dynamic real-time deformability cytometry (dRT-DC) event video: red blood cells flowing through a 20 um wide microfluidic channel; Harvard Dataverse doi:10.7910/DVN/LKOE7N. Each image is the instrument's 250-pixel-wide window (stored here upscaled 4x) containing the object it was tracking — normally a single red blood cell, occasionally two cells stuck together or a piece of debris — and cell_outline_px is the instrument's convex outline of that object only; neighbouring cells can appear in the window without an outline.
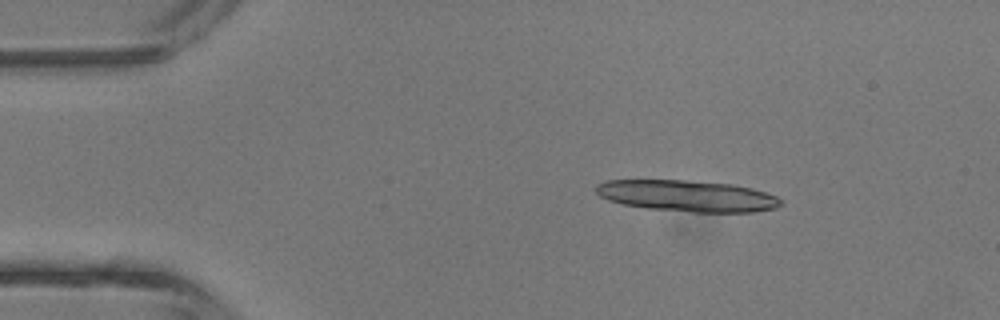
{"species": "common noctule bat (a hibernating species)", "species_latin": "Nyctalus noctula", "temperature_condition": "room temperature", "stored_images_in_passage": 4, "camera_frame_rate_fps": 3000, "um_per_image_px": 0.085, "animal": {"sex": "male", "body_mass_g": 13.3}, "frame": {"image": 1, "passage_image": 2, "time_ms": 1.333, "image_size_px": [1000, 320], "cell_outline_px": [[780, 204], [776, 208], [752, 212], [692, 212], [648, 208], [624, 204], [608, 200], [600, 196], [596, 192], [596, 184], [604, 180], [684, 180], [732, 184], [752, 188], [776, 196], [780, 200]], "centroid_in_image_um": [58.38, 16.64], "position_along_channel_um": 26.6, "area_um2": 33.58}}
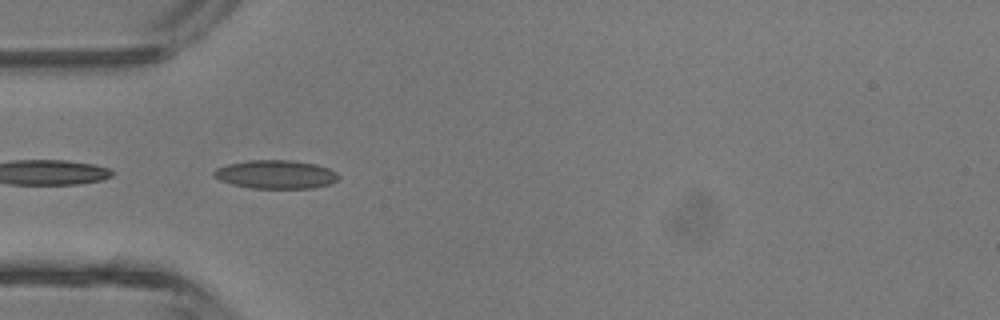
{"frame": {"image": 2, "passage_image": 4, "time_ms": 3.667, "image_size_px": [1000, 320], "cell_outline_px": [[340, 176], [332, 184], [312, 188], [252, 188], [232, 184], [220, 180], [212, 176], [212, 172], [216, 168], [228, 164], [248, 160], [292, 160], [316, 164], [328, 168], [336, 172]], "centroid_in_image_um": [23.44, 14.82], "position_along_channel_um": 61.6, "area_um2": 20.81}}